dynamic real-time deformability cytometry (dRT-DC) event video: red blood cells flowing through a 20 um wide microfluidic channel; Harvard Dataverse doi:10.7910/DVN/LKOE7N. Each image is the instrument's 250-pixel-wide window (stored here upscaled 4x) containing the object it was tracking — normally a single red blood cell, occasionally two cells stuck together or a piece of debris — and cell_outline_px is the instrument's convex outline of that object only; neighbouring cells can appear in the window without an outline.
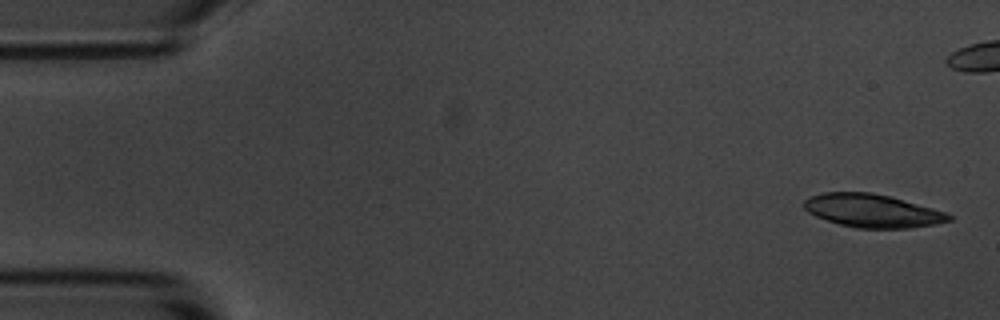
{"species": "common noctule bat (a hibernating species)", "species_latin": "Nyctalus noctula", "temperature_condition": "room temperature", "stored_images_in_passage": 16, "camera_frame_rate_fps": 3000, "um_per_image_px": 0.085, "animal": {"sex": "male", "body_mass_g": 20.1, "forearm_length_mm": 53.5}, "frame": {"image": 1, "passage_image": 1, "time_ms": 0.0, "image_size_px": [1000, 320], "cell_outline_px": [[952, 220], [936, 224], [908, 228], [856, 228], [840, 224], [816, 216], [808, 212], [804, 208], [804, 200], [812, 196], [824, 192], [872, 192], [892, 196], [932, 208], [944, 212], [952, 216]], "centroid_in_image_um": [74.16, 17.91], "position_along_channel_um": 10.8, "area_um2": 27.92}}
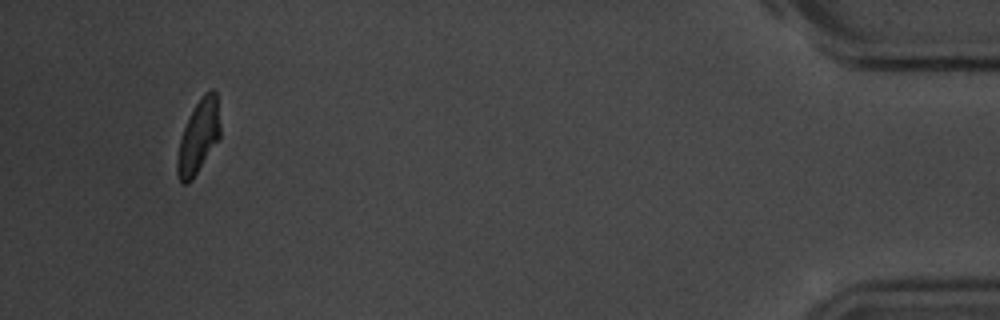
{"frame": {"image": 2, "passage_image": 16, "time_ms": 5.0, "image_size_px": [1000, 320], "cell_outline_px": [[220, 140], [192, 180], [188, 184], [180, 184], [176, 172], [176, 160], [180, 140], [184, 128], [196, 104], [204, 92], [212, 88], [216, 92], [220, 128]], "centroid_in_image_um": [16.87, 11.68], "position_along_channel_um": 418.3, "area_um2": 18.5}}